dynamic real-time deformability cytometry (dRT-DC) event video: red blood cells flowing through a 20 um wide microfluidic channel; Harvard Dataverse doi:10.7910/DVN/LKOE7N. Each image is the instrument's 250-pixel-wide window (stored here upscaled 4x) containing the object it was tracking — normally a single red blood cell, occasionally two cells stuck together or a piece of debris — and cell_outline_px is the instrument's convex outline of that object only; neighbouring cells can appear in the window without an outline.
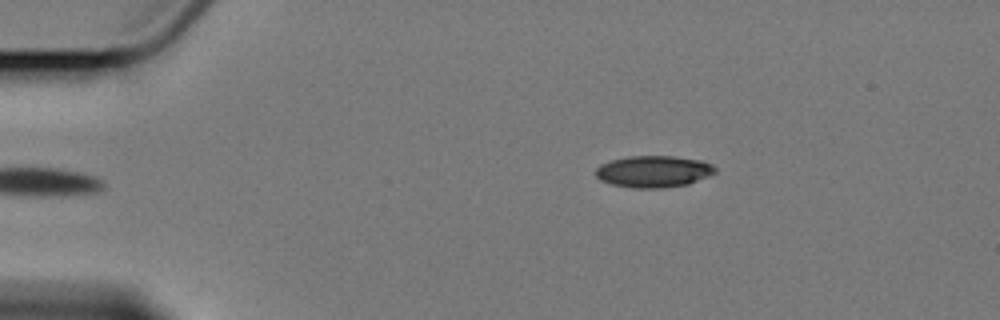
{"species": "Egyptian fruit bat (a non-hibernating species)", "species_latin": "Rousettus aegyptiacus", "temperature_condition": "cold", "stored_images_in_passage": 5, "camera_frame_rate_fps": 3000, "um_per_image_px": 0.085, "animal": {"sex": "female"}, "frame": {"image": 1, "passage_image": 5, "time_ms": 5.0, "image_size_px": [1000, 320], "cell_outline_px": [[716, 172], [708, 176], [688, 184], [660, 188], [636, 188], [612, 184], [600, 180], [596, 176], [596, 168], [600, 164], [612, 160], [628, 156], [672, 156], [700, 160], [712, 164], [716, 168]], "centroid_in_image_um": [55.55, 14.57], "position_along_channel_um": 29.5, "area_um2": 21.96}}